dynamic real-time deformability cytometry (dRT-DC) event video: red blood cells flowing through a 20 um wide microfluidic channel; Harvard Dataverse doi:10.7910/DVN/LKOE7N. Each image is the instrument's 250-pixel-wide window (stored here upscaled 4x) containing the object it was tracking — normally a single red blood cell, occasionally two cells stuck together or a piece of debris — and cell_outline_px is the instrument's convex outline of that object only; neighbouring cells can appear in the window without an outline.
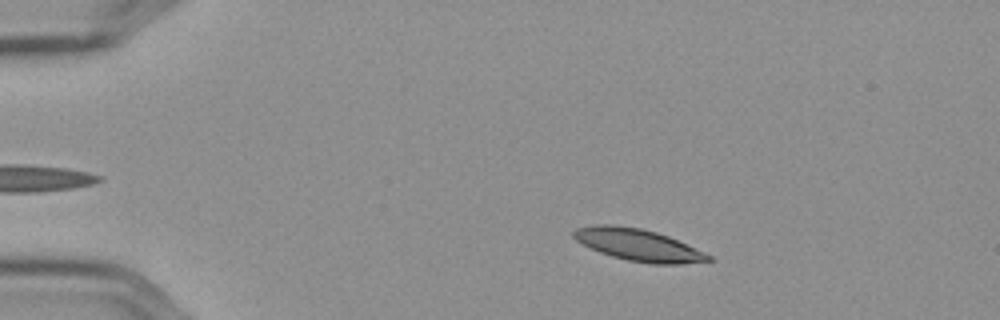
{"species": "Egyptian fruit bat (a non-hibernating species)", "species_latin": "Rousettus aegyptiacus", "temperature_condition": "cold", "stored_images_in_passage": 56, "camera_frame_rate_fps": 3000, "um_per_image_px": 0.085, "frame": {"image": 1, "passage_image": 9, "time_ms": 2.667, "image_size_px": [1000, 320], "cell_outline_px": [[712, 260], [680, 264], [652, 264], [628, 260], [612, 256], [600, 252], [576, 240], [572, 236], [572, 232], [576, 228], [596, 224], [612, 224], [640, 228], [656, 232], [668, 236], [704, 252], [712, 256]], "centroid_in_image_um": [54.23, 20.81], "position_along_channel_um": 30.8, "area_um2": 24.85}}
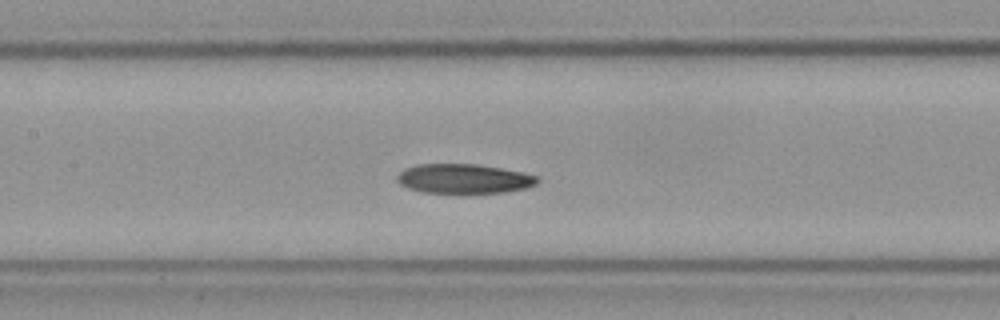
{"frame": {"image": 2, "passage_image": 26, "time_ms": 8.333, "image_size_px": [1000, 320], "cell_outline_px": [[540, 180], [536, 184], [528, 188], [504, 192], [424, 192], [408, 188], [400, 184], [396, 180], [396, 176], [404, 168], [416, 164], [476, 164], [524, 172], [540, 176]], "centroid_in_image_um": [39.45, 15.17], "position_along_channel_um": 167.9, "area_um2": 24.1}}
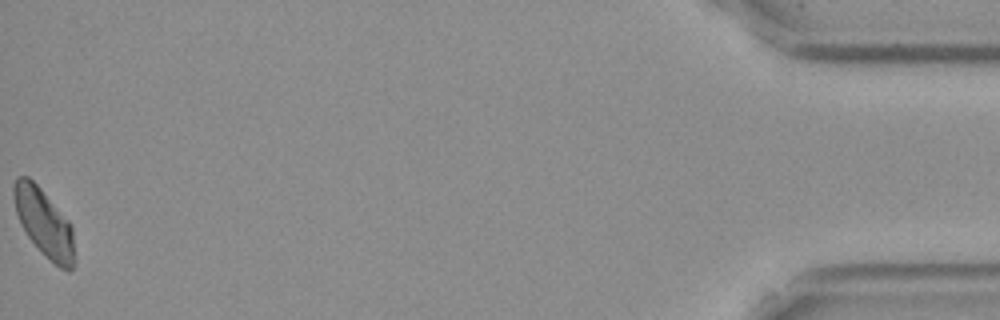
{"frame": {"image": 3, "passage_image": 56, "time_ms": 18.333, "image_size_px": [1000, 320], "cell_outline_px": [[72, 268], [68, 272], [60, 268], [28, 236], [20, 224], [16, 212], [12, 196], [12, 184], [16, 176], [28, 176], [40, 188], [72, 224]], "centroid_in_image_um": [3.68, 18.84], "position_along_channel_um": 431.5, "area_um2": 23.29}, "authors_computed_cell_mechanics": {"area_um2": 24.5939, "velocity_mm_per_s": 3.5442, "shape_relaxation_time_tau1_ms": null, "shape_relaxation_time_tau2_ms": 10.2175, "deformation_change_tau1": null, "deformation_change_tau2": 0.1796}}